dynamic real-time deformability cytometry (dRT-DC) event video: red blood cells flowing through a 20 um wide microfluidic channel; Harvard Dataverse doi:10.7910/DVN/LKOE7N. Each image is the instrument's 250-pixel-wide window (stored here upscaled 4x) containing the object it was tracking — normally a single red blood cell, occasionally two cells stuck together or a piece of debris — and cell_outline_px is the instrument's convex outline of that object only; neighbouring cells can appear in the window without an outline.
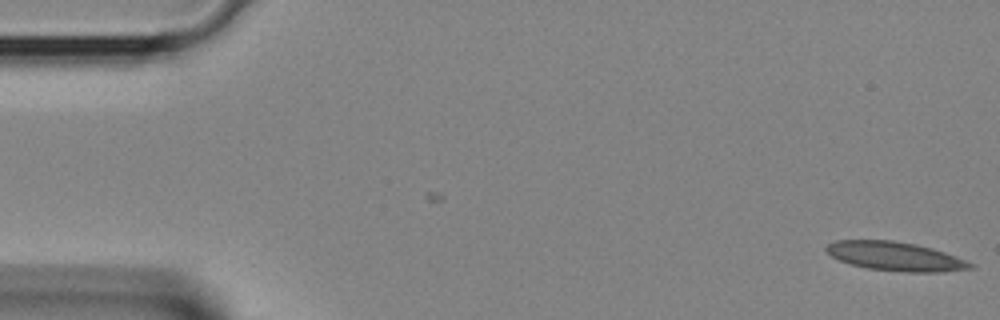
{"species": "Egyptian fruit bat (a non-hibernating species)", "species_latin": "Rousettus aegyptiacus", "temperature_condition": "room temperature", "stored_images_in_passage": 5, "camera_frame_rate_fps": 3000, "um_per_image_px": 0.085, "animal": {"sex": "female"}, "frame": {"image": 1, "passage_image": 5, "time_ms": 1.333, "image_size_px": [1000, 320], "cell_outline_px": [[976, 268], [944, 272], [908, 272], [868, 268], [852, 264], [840, 260], [832, 256], [824, 248], [828, 244], [836, 240], [892, 240], [916, 244], [932, 248], [956, 256], [972, 264]], "centroid_in_image_um": [76.12, 21.78], "position_along_channel_um": 8.9, "area_um2": 24.1}}